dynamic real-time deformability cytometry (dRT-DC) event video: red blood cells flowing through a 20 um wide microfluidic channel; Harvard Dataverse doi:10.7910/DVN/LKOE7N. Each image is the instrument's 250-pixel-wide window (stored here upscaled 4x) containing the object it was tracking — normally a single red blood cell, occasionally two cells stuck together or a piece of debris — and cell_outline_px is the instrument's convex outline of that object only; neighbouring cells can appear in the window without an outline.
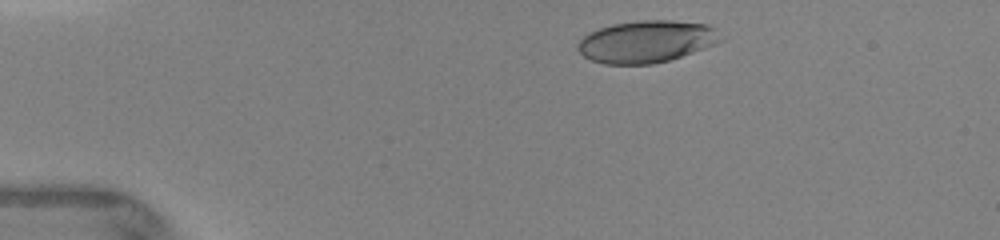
{"species": "human", "species_latin": "Homo sapiens", "temperature_condition": "warm", "stored_images_in_passage": 34, "camera_frame_rate_fps": 3000, "um_per_image_px": 0.085, "donor": {"sex": "female"}, "frame": {"image": 1, "passage_image": 2, "time_ms": 0.667, "image_size_px": [1000, 240], "cell_outline_px": [[724, 40], [692, 52], [668, 60], [652, 64], [604, 64], [592, 60], [584, 56], [576, 48], [576, 44], [584, 36], [600, 28], [612, 24], [640, 20], [672, 20], [708, 24], [716, 28]], "centroid_in_image_um": [54.96, 3.52], "position_along_channel_um": 30.0, "area_um2": 34.91}}
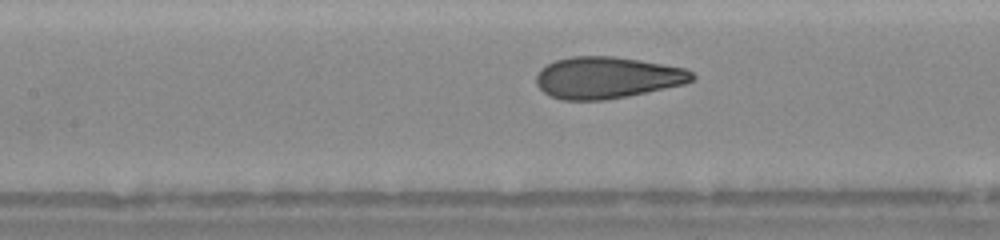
{"frame": {"image": 2, "passage_image": 11, "time_ms": 5.0, "image_size_px": [1000, 240], "cell_outline_px": [[696, 80], [684, 84], [628, 96], [604, 100], [560, 100], [548, 96], [536, 84], [536, 76], [540, 68], [556, 60], [572, 56], [612, 56], [640, 60], [684, 68], [692, 72], [696, 76]], "centroid_in_image_um": [51.59, 6.6], "position_along_channel_um": 155.8, "area_um2": 37.97}}
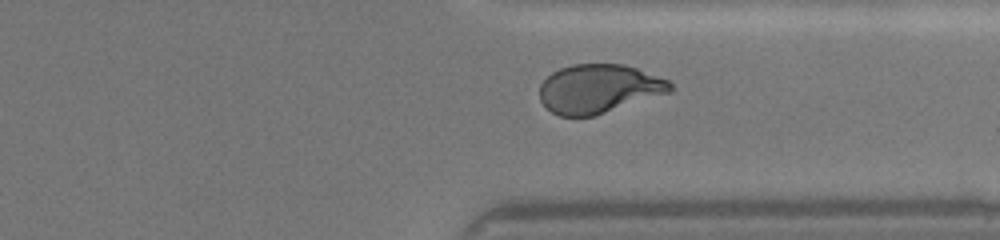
{"frame": {"image": 3, "passage_image": 28, "time_ms": 9.667, "image_size_px": [1000, 240], "cell_outline_px": [[672, 92], [596, 116], [560, 116], [552, 112], [540, 100], [540, 84], [552, 72], [560, 68], [572, 64], [624, 64], [636, 68], [668, 80], [672, 84]], "centroid_in_image_um": [50.91, 7.55], "position_along_channel_um": 360.5, "area_um2": 37.28}}